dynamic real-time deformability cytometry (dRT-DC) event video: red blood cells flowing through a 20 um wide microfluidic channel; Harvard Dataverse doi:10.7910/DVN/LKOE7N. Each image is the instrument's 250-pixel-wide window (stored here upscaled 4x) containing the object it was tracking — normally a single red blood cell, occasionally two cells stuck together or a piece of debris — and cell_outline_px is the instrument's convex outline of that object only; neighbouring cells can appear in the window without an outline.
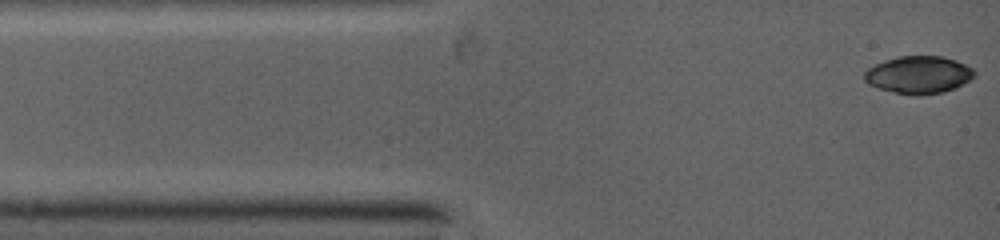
{"species": "common noctule bat (a hibernating species)", "species_latin": "Nyctalus noctula", "temperature_condition": "warm", "stored_images_in_passage": 40, "camera_frame_rate_fps": 5000, "um_per_image_px": 0.085, "animal": {"sex": "female", "body_mass_g": 19.0, "forearm_length_mm": 53.3}, "frame": {"image": 1, "passage_image": 1, "time_ms": 0.0, "image_size_px": [1000, 240], "cell_outline_px": [[976, 72], [964, 84], [944, 92], [920, 96], [912, 96], [880, 88], [868, 84], [864, 80], [864, 72], [868, 68], [876, 64], [900, 56], [940, 56], [956, 60], [972, 68]], "centroid_in_image_um": [78.08, 6.37], "position_along_channel_um": 6.9, "area_um2": 23.87}}
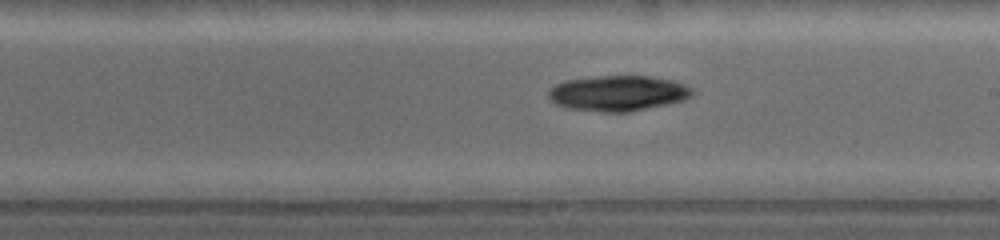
{"frame": {"image": 2, "passage_image": 20, "time_ms": 6.4, "image_size_px": [1000, 240], "cell_outline_px": [[692, 92], [688, 96], [680, 100], [628, 112], [604, 112], [572, 108], [556, 104], [548, 96], [548, 92], [556, 84], [568, 80], [600, 76], [648, 76], [672, 80], [692, 88]], "centroid_in_image_um": [52.49, 7.91], "position_along_channel_um": 236.5, "area_um2": 28.84}}
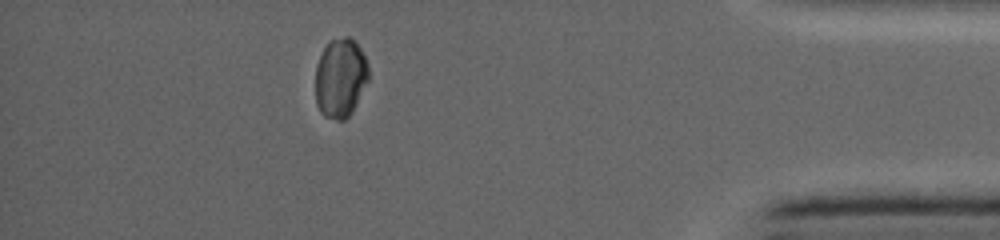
{"frame": {"image": 3, "passage_image": 34, "time_ms": 11.2, "image_size_px": [1000, 240], "cell_outline_px": [[368, 80], [352, 112], [344, 120], [336, 120], [324, 116], [320, 112], [316, 104], [316, 64], [324, 48], [332, 40], [344, 36], [348, 36], [360, 48], [364, 56], [368, 68]], "centroid_in_image_um": [28.92, 6.64], "position_along_channel_um": 406.3, "area_um2": 24.33}}